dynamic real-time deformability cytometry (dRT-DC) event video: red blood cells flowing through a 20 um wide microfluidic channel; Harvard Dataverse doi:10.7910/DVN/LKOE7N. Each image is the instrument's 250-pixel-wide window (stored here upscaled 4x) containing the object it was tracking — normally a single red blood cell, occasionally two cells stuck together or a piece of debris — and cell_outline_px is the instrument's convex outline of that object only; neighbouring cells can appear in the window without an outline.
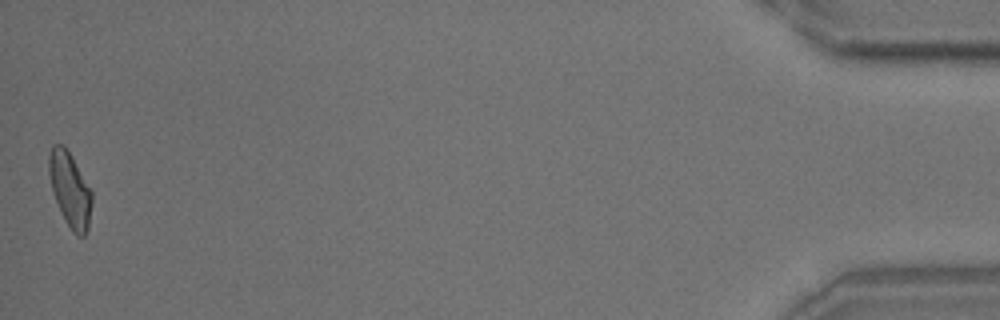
{"species": "common noctule bat (a hibernating species)", "species_latin": "Nyctalus noctula", "temperature_condition": "room temperature", "stored_images_in_passage": 42, "camera_frame_rate_fps": 3000, "um_per_image_px": 0.085, "animal": {"sex": "male", "body_mass_g": 18.8}, "frame": {"image": 1, "passage_image": 42, "time_ms": 13.667, "image_size_px": [1000, 320], "cell_outline_px": [[92, 204], [88, 228], [84, 236], [76, 236], [72, 232], [64, 220], [52, 192], [48, 172], [48, 156], [52, 144], [64, 144], [72, 156], [92, 192]], "centroid_in_image_um": [5.93, 16.11], "position_along_channel_um": 429.3, "area_um2": 18.9}, "authors_computed_cell_mechanics": {"area_um2": 18.7272, "velocity_mm_per_s": 3.6775, "shape_relaxation_time_tau1_ms": null, "shape_relaxation_time_tau2_ms": 1.6934, "deformation_change_tau1": null, "deformation_change_tau2": 0.0707}}